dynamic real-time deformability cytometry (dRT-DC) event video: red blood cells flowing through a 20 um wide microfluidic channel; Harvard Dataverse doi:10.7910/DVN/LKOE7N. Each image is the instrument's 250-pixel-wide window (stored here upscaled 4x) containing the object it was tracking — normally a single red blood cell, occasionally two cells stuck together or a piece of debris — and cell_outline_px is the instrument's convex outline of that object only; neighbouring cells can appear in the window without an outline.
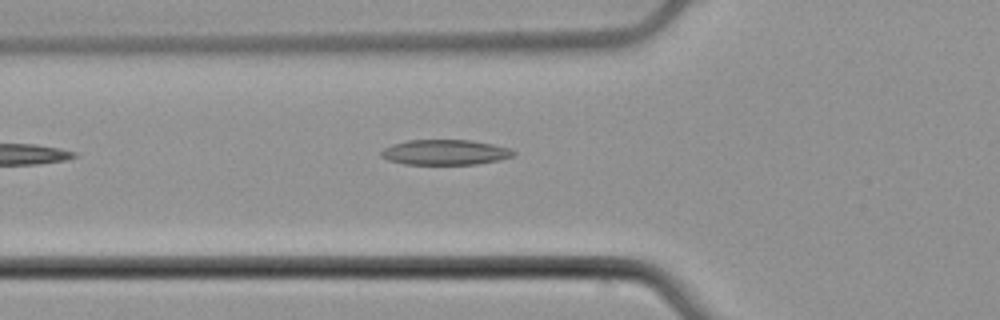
{"species": "common noctule bat (a hibernating species)", "species_latin": "Nyctalus noctula", "temperature_condition": "cold", "stored_images_in_passage": 4, "camera_frame_rate_fps": 3000, "um_per_image_px": 0.085, "animal": {"sex": "male", "body_mass_g": 21.5, "forearm_length_mm": 52.0}, "frame": {"image": 1, "passage_image": 4, "time_ms": 1.0, "image_size_px": [1000, 320], "cell_outline_px": [[516, 152], [512, 156], [500, 160], [476, 164], [404, 164], [388, 160], [380, 156], [380, 152], [384, 148], [392, 144], [408, 140], [472, 140], [512, 148]], "centroid_in_image_um": [37.84, 12.94], "position_along_channel_um": 88.0, "area_um2": 19.54}}